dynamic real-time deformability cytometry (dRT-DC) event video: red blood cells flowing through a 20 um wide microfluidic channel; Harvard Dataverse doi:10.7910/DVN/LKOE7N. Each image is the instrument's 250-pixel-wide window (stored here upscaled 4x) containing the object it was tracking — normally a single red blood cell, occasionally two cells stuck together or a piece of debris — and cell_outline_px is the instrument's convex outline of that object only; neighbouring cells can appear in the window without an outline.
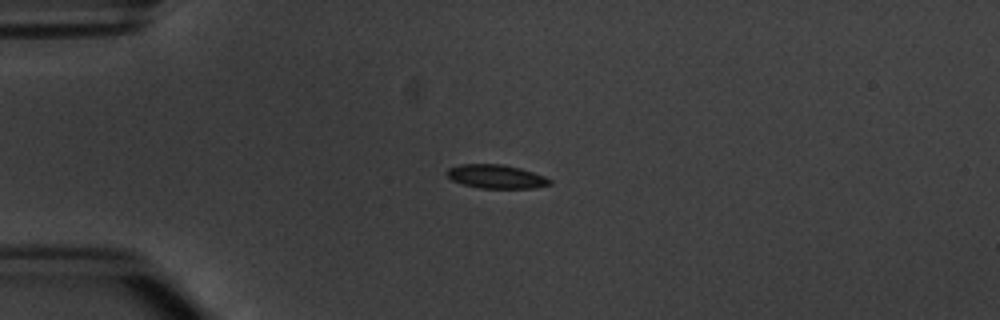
{"species": "common noctule bat (a hibernating species)", "species_latin": "Nyctalus noctula", "temperature_condition": "warm", "stored_images_in_passage": 4, "camera_frame_rate_fps": 3000, "um_per_image_px": 0.085, "animal": {"sex": "male", "body_mass_g": 20.1, "forearm_length_mm": 53.5}, "frame": {"image": 1, "passage_image": 1, "time_ms": 0.0, "image_size_px": [1000, 320], "cell_outline_px": [[552, 184], [532, 188], [480, 188], [464, 184], [452, 180], [444, 172], [448, 168], [460, 164], [504, 164], [520, 168], [544, 176], [552, 180]], "centroid_in_image_um": [42.16, 15.0], "position_along_channel_um": 42.8, "area_um2": 14.22}}